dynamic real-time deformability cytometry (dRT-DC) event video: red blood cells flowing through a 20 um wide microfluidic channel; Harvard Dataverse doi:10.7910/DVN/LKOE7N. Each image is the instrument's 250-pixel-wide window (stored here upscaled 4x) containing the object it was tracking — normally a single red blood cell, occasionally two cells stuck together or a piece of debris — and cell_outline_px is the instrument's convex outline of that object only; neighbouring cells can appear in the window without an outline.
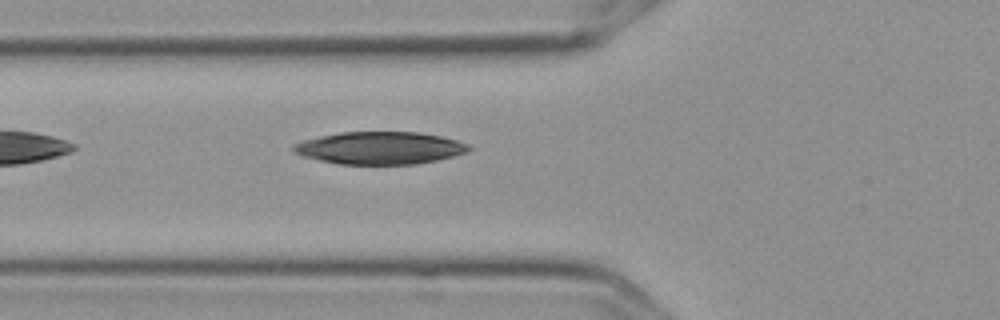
{"species": "Egyptian fruit bat (a non-hibernating species)", "species_latin": "Rousettus aegyptiacus", "temperature_condition": "cold", "stored_images_in_passage": 3, "camera_frame_rate_fps": 3000, "um_per_image_px": 0.085, "frame": {"image": 1, "passage_image": 3, "time_ms": 0.667, "image_size_px": [1000, 320], "cell_outline_px": [[472, 148], [464, 152], [452, 156], [436, 160], [416, 164], [340, 164], [300, 156], [292, 148], [292, 144], [304, 140], [320, 136], [340, 132], [420, 132], [440, 136], [456, 140], [468, 144]], "centroid_in_image_um": [32.26, 12.57], "position_along_channel_um": 93.5, "area_um2": 33.0}}